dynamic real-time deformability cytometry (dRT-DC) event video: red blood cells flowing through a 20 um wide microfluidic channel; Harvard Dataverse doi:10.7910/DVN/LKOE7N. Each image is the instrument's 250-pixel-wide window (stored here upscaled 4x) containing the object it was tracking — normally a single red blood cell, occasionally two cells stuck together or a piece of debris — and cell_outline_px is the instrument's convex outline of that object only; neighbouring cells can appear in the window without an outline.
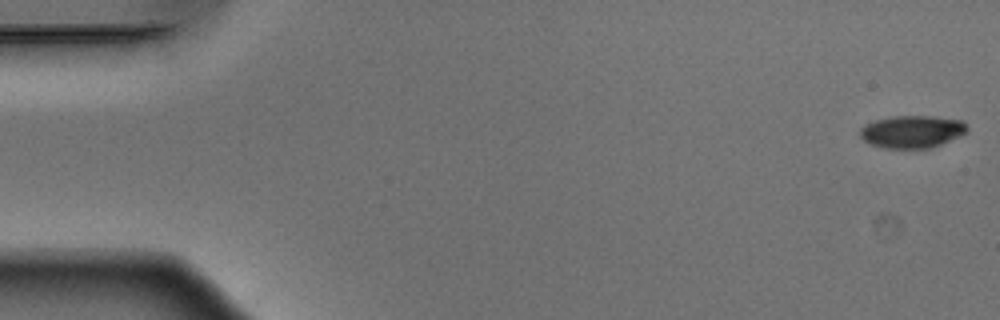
{"species": "Egyptian fruit bat (a non-hibernating species)", "species_latin": "Rousettus aegyptiacus", "temperature_condition": "warm", "stored_images_in_passage": 52, "camera_frame_rate_fps": 3000, "um_per_image_px": 0.085, "animal": {"sex": "male"}, "frame": {"image": 1, "passage_image": 1, "time_ms": 0.0, "image_size_px": [1000, 320], "cell_outline_px": [[968, 132], [940, 144], [928, 148], [884, 148], [872, 144], [864, 140], [860, 136], [860, 128], [864, 124], [876, 120], [892, 116], [932, 116], [964, 120], [968, 128]], "centroid_in_image_um": [77.53, 11.17], "position_along_channel_um": 7.5, "area_um2": 20.23}}
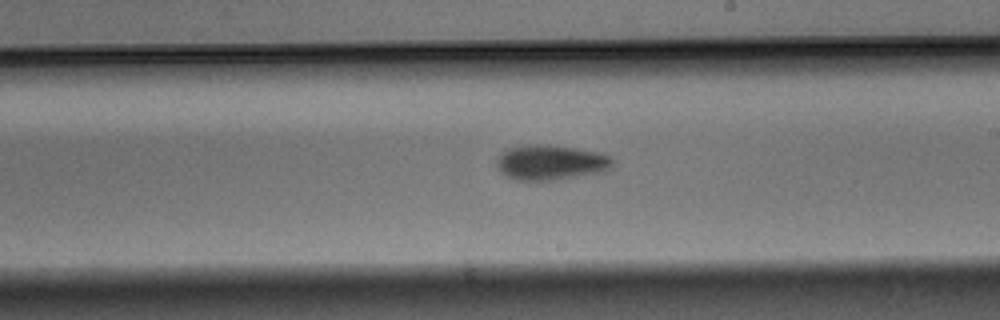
{"frame": {"image": 2, "passage_image": 30, "time_ms": 9.667, "image_size_px": [1000, 320], "cell_outline_px": [[612, 164], [604, 172], [552, 180], [516, 180], [508, 176], [496, 168], [496, 160], [500, 152], [508, 148], [524, 144], [548, 144], [576, 148], [596, 152], [608, 156], [612, 160]], "centroid_in_image_um": [46.74, 13.79], "position_along_channel_um": 242.3, "area_um2": 23.7}}
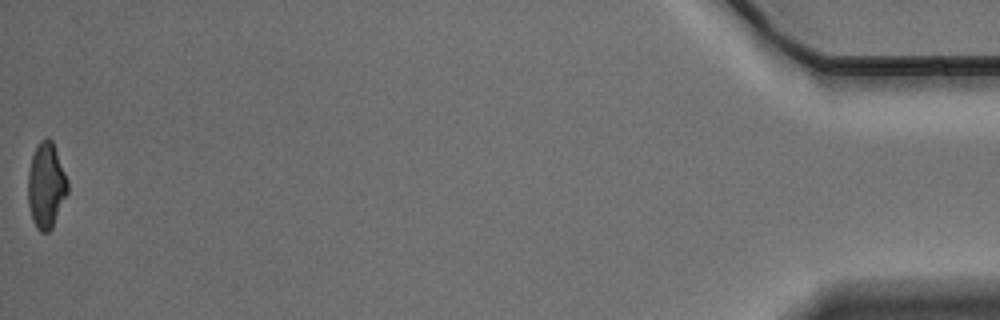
{"frame": {"image": 3, "passage_image": 52, "time_ms": 17.0, "image_size_px": [1000, 320], "cell_outline_px": [[68, 192], [52, 228], [48, 232], [40, 232], [36, 228], [28, 204], [28, 172], [32, 156], [40, 140], [44, 136], [48, 136], [52, 140], [68, 180]], "centroid_in_image_um": [3.93, 15.75], "position_along_channel_um": 431.3, "area_um2": 19.77}, "authors_computed_cell_mechanics": {"area_um2": 21.7617, "velocity_mm_per_s": 3.909, "shape_relaxation_time_tau1_ms": 3.4195, "shape_relaxation_time_tau2_ms": null, "deformation_change_tau1": 0.1446, "deformation_change_tau2": null}}